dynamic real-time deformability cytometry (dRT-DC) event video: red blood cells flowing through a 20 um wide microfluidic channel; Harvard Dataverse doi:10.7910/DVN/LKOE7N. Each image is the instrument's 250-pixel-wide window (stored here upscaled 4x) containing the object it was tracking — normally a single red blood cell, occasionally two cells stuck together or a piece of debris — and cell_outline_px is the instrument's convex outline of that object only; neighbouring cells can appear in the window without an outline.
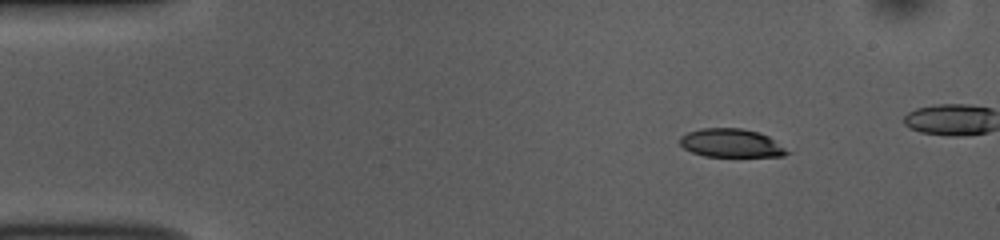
{"species": "common noctule bat (a hibernating species)", "species_latin": "Nyctalus noctula", "temperature_condition": "room temperature", "stored_images_in_passage": 41, "camera_frame_rate_fps": 3000, "um_per_image_px": 0.085, "animal": {"sex": "female", "body_mass_g": 10.0, "forearm_length_mm": 53.1}, "frame": {"image": 1, "passage_image": 1, "time_ms": 0.0, "image_size_px": [1000, 240], "cell_outline_px": [[792, 152], [784, 156], [704, 156], [692, 152], [684, 148], [680, 144], [680, 136], [688, 132], [700, 128], [740, 128], [760, 132], [768, 136]], "centroid_in_image_um": [62.16, 12.16], "position_along_channel_um": 22.8, "area_um2": 17.8}}
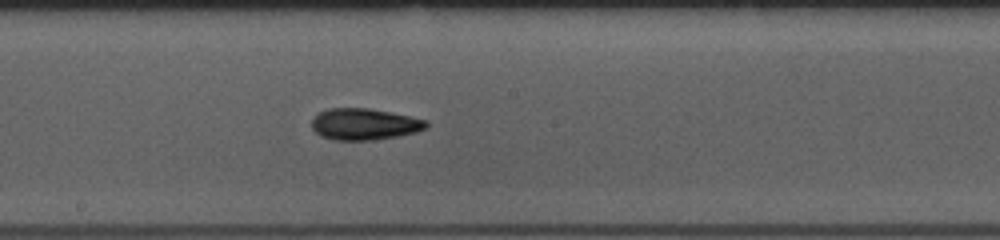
{"frame": {"image": 2, "passage_image": 22, "time_ms": 7.0, "image_size_px": [1000, 240], "cell_outline_px": [[428, 124], [424, 128], [416, 132], [396, 136], [372, 140], [336, 140], [320, 136], [312, 128], [312, 120], [320, 112], [328, 108], [368, 108], [428, 120]], "centroid_in_image_um": [30.95, 10.55], "position_along_channel_um": 217.3, "area_um2": 20.75}}
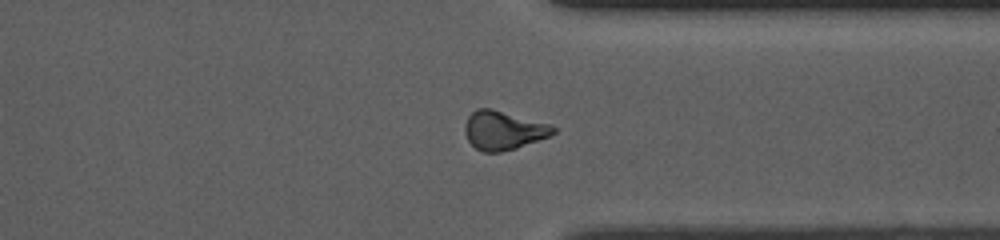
{"frame": {"image": 3, "passage_image": 34, "time_ms": 11.0, "image_size_px": [1000, 240], "cell_outline_px": [[556, 132], [548, 136], [516, 148], [500, 152], [484, 152], [476, 148], [468, 140], [464, 132], [464, 124], [468, 116], [476, 108], [492, 108], [552, 124], [556, 128]], "centroid_in_image_um": [42.78, 11.06], "position_along_channel_um": 368.6, "area_um2": 20.06}}